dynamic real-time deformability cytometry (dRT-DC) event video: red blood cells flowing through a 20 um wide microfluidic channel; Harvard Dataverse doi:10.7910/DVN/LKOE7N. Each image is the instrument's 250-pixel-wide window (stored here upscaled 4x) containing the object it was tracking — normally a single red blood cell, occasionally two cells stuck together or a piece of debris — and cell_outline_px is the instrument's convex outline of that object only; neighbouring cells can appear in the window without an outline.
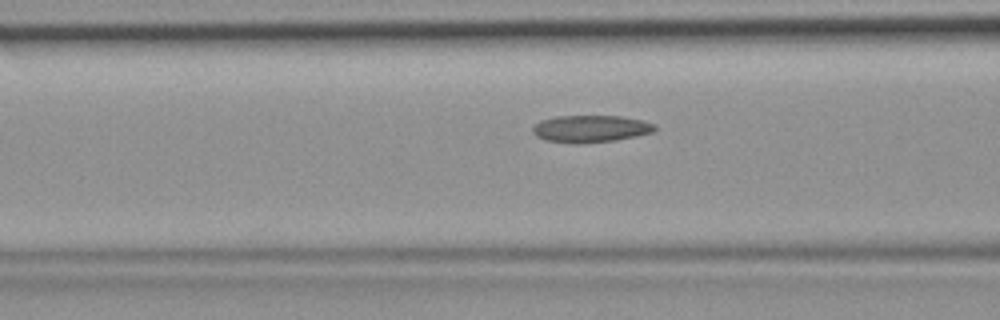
{"species": "common noctule bat (a hibernating species)", "species_latin": "Nyctalus noctula", "temperature_condition": "room temperature", "stored_images_in_passage": 37, "camera_frame_rate_fps": 3000, "um_per_image_px": 0.085, "animal": {"sex": "female", "body_mass_g": 19.9}, "frame": {"image": 1, "passage_image": 9, "time_ms": 2.667, "image_size_px": [1000, 320], "cell_outline_px": [[656, 128], [652, 132], [636, 136], [616, 140], [548, 140], [536, 136], [532, 132], [532, 128], [540, 120], [556, 116], [620, 116], [644, 120], [656, 124]], "centroid_in_image_um": [50.26, 10.88], "position_along_channel_um": 116.3, "area_um2": 18.32}}
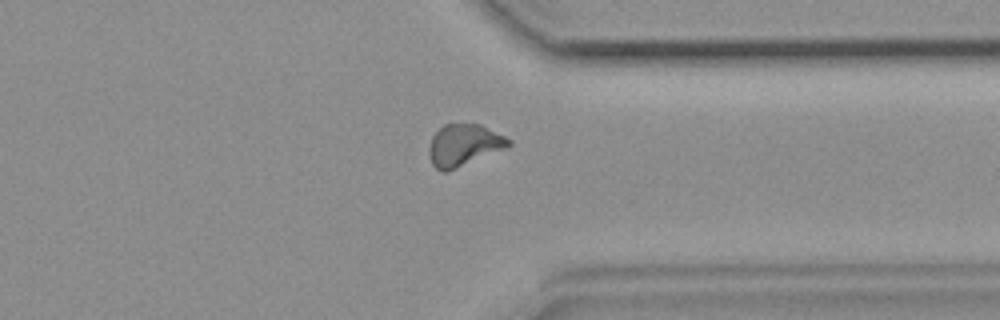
{"frame": {"image": 2, "passage_image": 27, "time_ms": 8.667, "image_size_px": [1000, 320], "cell_outline_px": [[512, 144], [508, 148], [448, 172], [440, 172], [432, 164], [428, 152], [428, 148], [432, 136], [444, 124], [480, 124], [512, 140]], "centroid_in_image_um": [39.44, 12.36], "position_along_channel_um": 372.0, "area_um2": 19.65}}
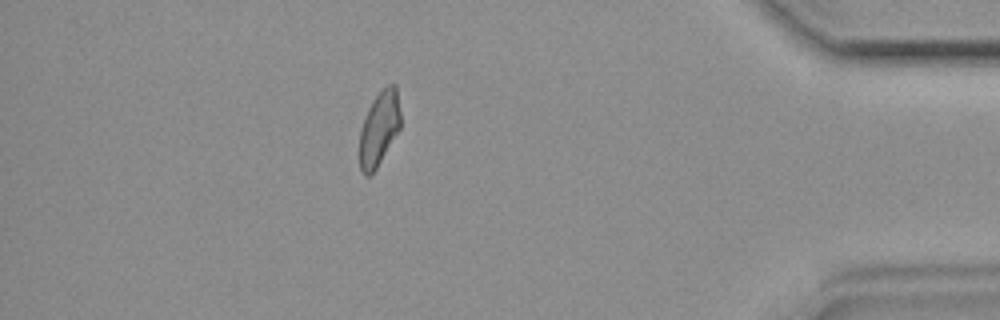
{"frame": {"image": 3, "passage_image": 32, "time_ms": 10.333, "image_size_px": [1000, 320], "cell_outline_px": [[400, 128], [376, 168], [368, 176], [364, 176], [360, 168], [360, 128], [368, 108], [372, 100], [388, 84], [396, 84], [400, 112]], "centroid_in_image_um": [32.22, 10.91], "position_along_channel_um": 403.0, "area_um2": 17.51}}